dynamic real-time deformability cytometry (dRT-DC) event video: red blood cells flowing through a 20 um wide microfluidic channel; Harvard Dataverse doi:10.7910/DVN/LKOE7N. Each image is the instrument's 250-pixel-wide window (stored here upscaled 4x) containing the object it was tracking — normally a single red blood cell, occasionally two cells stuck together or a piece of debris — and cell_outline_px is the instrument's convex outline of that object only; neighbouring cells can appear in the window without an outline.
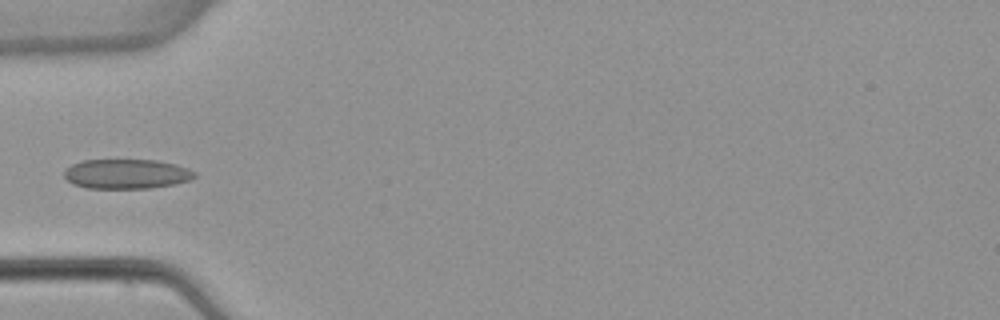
{"species": "common noctule bat (a hibernating species)", "species_latin": "Nyctalus noctula", "temperature_condition": "warm", "stored_images_in_passage": 6, "camera_frame_rate_fps": 3000, "um_per_image_px": 0.085, "animal": {"sex": "female", "body_mass_g": 22.7, "forearm_length_mm": 54.2}, "frame": {"image": 1, "passage_image": 5, "time_ms": 5.0, "image_size_px": [1000, 320], "cell_outline_px": [[196, 176], [192, 180], [172, 184], [148, 188], [88, 188], [72, 184], [64, 176], [64, 172], [72, 164], [84, 160], [156, 160], [176, 164], [188, 168], [196, 172]], "centroid_in_image_um": [10.78, 14.78], "position_along_channel_um": 74.2, "area_um2": 22.48}}
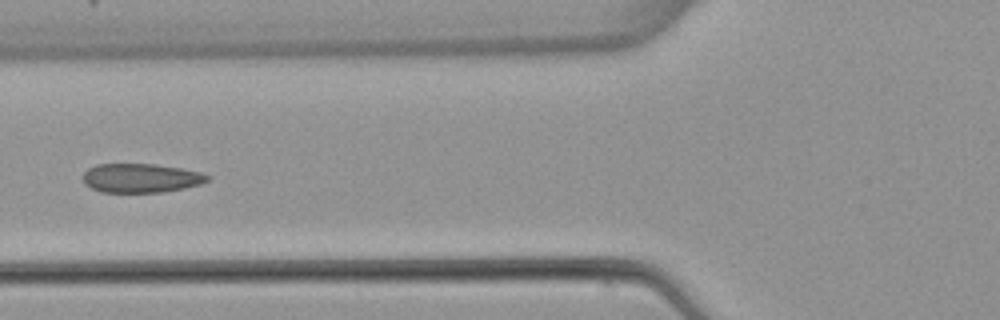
{"frame": {"image": 2, "passage_image": 6, "time_ms": 6.0, "image_size_px": [1000, 320], "cell_outline_px": [[212, 176], [208, 180], [200, 184], [184, 188], [164, 192], [100, 192], [84, 184], [84, 172], [88, 168], [96, 164], [156, 164], [180, 168], [200, 172]], "centroid_in_image_um": [11.98, 15.13], "position_along_channel_um": 113.8, "area_um2": 21.1}}